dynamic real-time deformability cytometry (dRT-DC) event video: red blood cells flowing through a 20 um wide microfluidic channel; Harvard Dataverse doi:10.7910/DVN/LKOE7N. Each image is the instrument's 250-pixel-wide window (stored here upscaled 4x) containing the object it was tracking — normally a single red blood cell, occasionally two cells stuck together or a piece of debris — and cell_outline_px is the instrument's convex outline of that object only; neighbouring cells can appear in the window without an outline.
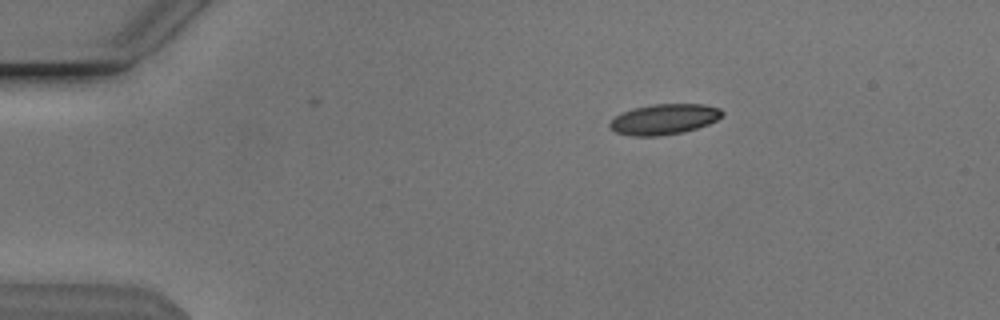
{"species": "Egyptian fruit bat (a non-hibernating species)", "species_latin": "Rousettus aegyptiacus", "temperature_condition": "cold", "stored_images_in_passage": 2, "camera_frame_rate_fps": 3000, "um_per_image_px": 0.085, "animal": {"sex": "male"}, "frame": {"image": 1, "passage_image": 1, "time_ms": 0.0, "image_size_px": [1000, 320], "cell_outline_px": [[724, 112], [716, 120], [708, 124], [696, 128], [680, 132], [656, 136], [632, 136], [616, 132], [608, 124], [616, 116], [632, 108], [652, 104], [704, 104], [720, 108]], "centroid_in_image_um": [56.45, 10.12], "position_along_channel_um": 28.5, "area_um2": 19.71}}